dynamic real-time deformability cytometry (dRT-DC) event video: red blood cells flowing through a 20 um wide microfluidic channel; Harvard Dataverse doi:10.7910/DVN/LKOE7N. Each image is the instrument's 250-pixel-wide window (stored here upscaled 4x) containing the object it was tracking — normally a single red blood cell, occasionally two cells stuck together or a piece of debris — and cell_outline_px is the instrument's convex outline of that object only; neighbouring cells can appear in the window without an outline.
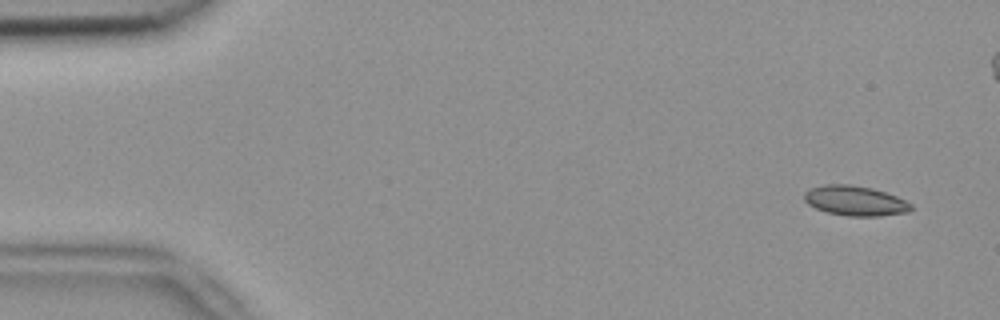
{"species": "common noctule bat (a hibernating species)", "species_latin": "Nyctalus noctula", "temperature_condition": "room temperature", "stored_images_in_passage": 4, "camera_frame_rate_fps": 3000, "um_per_image_px": 0.085, "animal": {"sex": "female", "body_mass_g": 18.4}, "frame": {"image": 1, "passage_image": 1, "time_ms": 0.0, "image_size_px": [1000, 320], "cell_outline_px": [[912, 208], [908, 212], [880, 216], [848, 216], [828, 212], [816, 208], [808, 204], [804, 200], [804, 192], [812, 188], [824, 184], [852, 184], [872, 188], [896, 196], [912, 204]], "centroid_in_image_um": [72.68, 17.06], "position_along_channel_um": 12.3, "area_um2": 18.55}}